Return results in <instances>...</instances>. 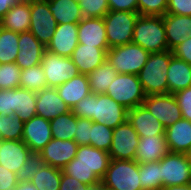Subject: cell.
I'll return each mask as SVG.
<instances>
[{"label":"cell","mask_w":191,"mask_h":190,"mask_svg":"<svg viewBox=\"0 0 191 190\" xmlns=\"http://www.w3.org/2000/svg\"><path fill=\"white\" fill-rule=\"evenodd\" d=\"M110 154L90 145L78 146L77 154L63 169L65 175L82 184L93 186L101 183L110 163Z\"/></svg>","instance_id":"6da1fadb"},{"label":"cell","mask_w":191,"mask_h":190,"mask_svg":"<svg viewBox=\"0 0 191 190\" xmlns=\"http://www.w3.org/2000/svg\"><path fill=\"white\" fill-rule=\"evenodd\" d=\"M71 110L77 118L91 119L112 129L128 118V110L106 94L90 93Z\"/></svg>","instance_id":"7a4b0ae2"},{"label":"cell","mask_w":191,"mask_h":190,"mask_svg":"<svg viewBox=\"0 0 191 190\" xmlns=\"http://www.w3.org/2000/svg\"><path fill=\"white\" fill-rule=\"evenodd\" d=\"M172 57L170 50L150 53L137 75L146 96L168 94L167 71Z\"/></svg>","instance_id":"3957f363"},{"label":"cell","mask_w":191,"mask_h":190,"mask_svg":"<svg viewBox=\"0 0 191 190\" xmlns=\"http://www.w3.org/2000/svg\"><path fill=\"white\" fill-rule=\"evenodd\" d=\"M132 42L149 53L168 50L163 16L139 15L134 27Z\"/></svg>","instance_id":"277c9868"},{"label":"cell","mask_w":191,"mask_h":190,"mask_svg":"<svg viewBox=\"0 0 191 190\" xmlns=\"http://www.w3.org/2000/svg\"><path fill=\"white\" fill-rule=\"evenodd\" d=\"M101 184L107 190H142L139 163L135 160L111 159Z\"/></svg>","instance_id":"5b68a950"},{"label":"cell","mask_w":191,"mask_h":190,"mask_svg":"<svg viewBox=\"0 0 191 190\" xmlns=\"http://www.w3.org/2000/svg\"><path fill=\"white\" fill-rule=\"evenodd\" d=\"M150 53L133 42L110 48L106 59L118 74L138 75Z\"/></svg>","instance_id":"8992f818"},{"label":"cell","mask_w":191,"mask_h":190,"mask_svg":"<svg viewBox=\"0 0 191 190\" xmlns=\"http://www.w3.org/2000/svg\"><path fill=\"white\" fill-rule=\"evenodd\" d=\"M138 12L108 11L104 18L109 48L132 42Z\"/></svg>","instance_id":"52a82bcc"},{"label":"cell","mask_w":191,"mask_h":190,"mask_svg":"<svg viewBox=\"0 0 191 190\" xmlns=\"http://www.w3.org/2000/svg\"><path fill=\"white\" fill-rule=\"evenodd\" d=\"M106 95L127 110L143 104L146 97L137 75L117 74L108 86Z\"/></svg>","instance_id":"ba28073f"},{"label":"cell","mask_w":191,"mask_h":190,"mask_svg":"<svg viewBox=\"0 0 191 190\" xmlns=\"http://www.w3.org/2000/svg\"><path fill=\"white\" fill-rule=\"evenodd\" d=\"M41 66L46 76L47 87L57 88L79 74L70 57H64L45 50Z\"/></svg>","instance_id":"9c48e42d"},{"label":"cell","mask_w":191,"mask_h":190,"mask_svg":"<svg viewBox=\"0 0 191 190\" xmlns=\"http://www.w3.org/2000/svg\"><path fill=\"white\" fill-rule=\"evenodd\" d=\"M159 162L162 187L191 183V161L187 154L168 152Z\"/></svg>","instance_id":"30bf717a"},{"label":"cell","mask_w":191,"mask_h":190,"mask_svg":"<svg viewBox=\"0 0 191 190\" xmlns=\"http://www.w3.org/2000/svg\"><path fill=\"white\" fill-rule=\"evenodd\" d=\"M30 14L29 31L47 46L58 25L49 9L48 0H30Z\"/></svg>","instance_id":"8fae6325"},{"label":"cell","mask_w":191,"mask_h":190,"mask_svg":"<svg viewBox=\"0 0 191 190\" xmlns=\"http://www.w3.org/2000/svg\"><path fill=\"white\" fill-rule=\"evenodd\" d=\"M139 135L127 120L113 129L112 145L109 150L110 158L114 160H134Z\"/></svg>","instance_id":"7c38bea8"},{"label":"cell","mask_w":191,"mask_h":190,"mask_svg":"<svg viewBox=\"0 0 191 190\" xmlns=\"http://www.w3.org/2000/svg\"><path fill=\"white\" fill-rule=\"evenodd\" d=\"M167 128L182 118L181 109L174 94H157L145 97L142 104Z\"/></svg>","instance_id":"4fadbf2b"},{"label":"cell","mask_w":191,"mask_h":190,"mask_svg":"<svg viewBox=\"0 0 191 190\" xmlns=\"http://www.w3.org/2000/svg\"><path fill=\"white\" fill-rule=\"evenodd\" d=\"M78 146L74 140L52 138L39 153L44 164L62 170L76 157Z\"/></svg>","instance_id":"5bb4252c"},{"label":"cell","mask_w":191,"mask_h":190,"mask_svg":"<svg viewBox=\"0 0 191 190\" xmlns=\"http://www.w3.org/2000/svg\"><path fill=\"white\" fill-rule=\"evenodd\" d=\"M52 138L50 120L36 115L24 122L22 141L31 152L39 153Z\"/></svg>","instance_id":"9a60e30c"},{"label":"cell","mask_w":191,"mask_h":190,"mask_svg":"<svg viewBox=\"0 0 191 190\" xmlns=\"http://www.w3.org/2000/svg\"><path fill=\"white\" fill-rule=\"evenodd\" d=\"M18 50L15 64L23 70L41 64L46 46L39 42L30 31H26L19 33Z\"/></svg>","instance_id":"2e32d148"},{"label":"cell","mask_w":191,"mask_h":190,"mask_svg":"<svg viewBox=\"0 0 191 190\" xmlns=\"http://www.w3.org/2000/svg\"><path fill=\"white\" fill-rule=\"evenodd\" d=\"M78 44V23L58 24L46 50L60 56L71 57Z\"/></svg>","instance_id":"e0dca14e"},{"label":"cell","mask_w":191,"mask_h":190,"mask_svg":"<svg viewBox=\"0 0 191 190\" xmlns=\"http://www.w3.org/2000/svg\"><path fill=\"white\" fill-rule=\"evenodd\" d=\"M71 109L58 95L57 89L46 87L36 92L37 116L52 120L61 114L70 112Z\"/></svg>","instance_id":"ac0fdd59"},{"label":"cell","mask_w":191,"mask_h":190,"mask_svg":"<svg viewBox=\"0 0 191 190\" xmlns=\"http://www.w3.org/2000/svg\"><path fill=\"white\" fill-rule=\"evenodd\" d=\"M22 140H0V165L17 173L31 154Z\"/></svg>","instance_id":"d6986e66"},{"label":"cell","mask_w":191,"mask_h":190,"mask_svg":"<svg viewBox=\"0 0 191 190\" xmlns=\"http://www.w3.org/2000/svg\"><path fill=\"white\" fill-rule=\"evenodd\" d=\"M78 42L98 48H109L104 18H83L78 23Z\"/></svg>","instance_id":"ffe728a7"},{"label":"cell","mask_w":191,"mask_h":190,"mask_svg":"<svg viewBox=\"0 0 191 190\" xmlns=\"http://www.w3.org/2000/svg\"><path fill=\"white\" fill-rule=\"evenodd\" d=\"M127 120L139 137L165 135V127L143 105L128 110Z\"/></svg>","instance_id":"44dd1931"},{"label":"cell","mask_w":191,"mask_h":190,"mask_svg":"<svg viewBox=\"0 0 191 190\" xmlns=\"http://www.w3.org/2000/svg\"><path fill=\"white\" fill-rule=\"evenodd\" d=\"M110 48H98L79 43L70 57L79 73L88 75L106 60Z\"/></svg>","instance_id":"7402d4cb"},{"label":"cell","mask_w":191,"mask_h":190,"mask_svg":"<svg viewBox=\"0 0 191 190\" xmlns=\"http://www.w3.org/2000/svg\"><path fill=\"white\" fill-rule=\"evenodd\" d=\"M168 50L191 37V16L165 14L163 16Z\"/></svg>","instance_id":"603a6c76"},{"label":"cell","mask_w":191,"mask_h":190,"mask_svg":"<svg viewBox=\"0 0 191 190\" xmlns=\"http://www.w3.org/2000/svg\"><path fill=\"white\" fill-rule=\"evenodd\" d=\"M169 152L186 154L191 147V121L181 118L165 128Z\"/></svg>","instance_id":"cb8c5ba5"},{"label":"cell","mask_w":191,"mask_h":190,"mask_svg":"<svg viewBox=\"0 0 191 190\" xmlns=\"http://www.w3.org/2000/svg\"><path fill=\"white\" fill-rule=\"evenodd\" d=\"M168 152L165 135L140 137L134 160L139 164L160 161Z\"/></svg>","instance_id":"d4e9b609"},{"label":"cell","mask_w":191,"mask_h":190,"mask_svg":"<svg viewBox=\"0 0 191 190\" xmlns=\"http://www.w3.org/2000/svg\"><path fill=\"white\" fill-rule=\"evenodd\" d=\"M56 89L58 95L70 109L74 108L81 99L91 93L88 77L87 75L81 73L61 84Z\"/></svg>","instance_id":"484cf974"},{"label":"cell","mask_w":191,"mask_h":190,"mask_svg":"<svg viewBox=\"0 0 191 190\" xmlns=\"http://www.w3.org/2000/svg\"><path fill=\"white\" fill-rule=\"evenodd\" d=\"M30 19V0H22L0 19V23L4 29L21 33L29 31Z\"/></svg>","instance_id":"4316f807"},{"label":"cell","mask_w":191,"mask_h":190,"mask_svg":"<svg viewBox=\"0 0 191 190\" xmlns=\"http://www.w3.org/2000/svg\"><path fill=\"white\" fill-rule=\"evenodd\" d=\"M167 72L168 94L191 86V65L185 61L173 56Z\"/></svg>","instance_id":"83f0119b"},{"label":"cell","mask_w":191,"mask_h":190,"mask_svg":"<svg viewBox=\"0 0 191 190\" xmlns=\"http://www.w3.org/2000/svg\"><path fill=\"white\" fill-rule=\"evenodd\" d=\"M48 5L57 24L79 23L83 19L79 3L74 0H48Z\"/></svg>","instance_id":"f1b7e54d"},{"label":"cell","mask_w":191,"mask_h":190,"mask_svg":"<svg viewBox=\"0 0 191 190\" xmlns=\"http://www.w3.org/2000/svg\"><path fill=\"white\" fill-rule=\"evenodd\" d=\"M14 114L23 122L36 116V92L25 88L14 89Z\"/></svg>","instance_id":"f546056e"},{"label":"cell","mask_w":191,"mask_h":190,"mask_svg":"<svg viewBox=\"0 0 191 190\" xmlns=\"http://www.w3.org/2000/svg\"><path fill=\"white\" fill-rule=\"evenodd\" d=\"M117 74L118 72L106 59L99 67L87 75L91 93L106 94L108 86Z\"/></svg>","instance_id":"4dcf8cb0"},{"label":"cell","mask_w":191,"mask_h":190,"mask_svg":"<svg viewBox=\"0 0 191 190\" xmlns=\"http://www.w3.org/2000/svg\"><path fill=\"white\" fill-rule=\"evenodd\" d=\"M62 170L44 164L30 182L37 190H59Z\"/></svg>","instance_id":"1f68e13d"},{"label":"cell","mask_w":191,"mask_h":190,"mask_svg":"<svg viewBox=\"0 0 191 190\" xmlns=\"http://www.w3.org/2000/svg\"><path fill=\"white\" fill-rule=\"evenodd\" d=\"M53 138L61 140H74L76 130V116L70 112L61 114L50 120Z\"/></svg>","instance_id":"d6a6232c"},{"label":"cell","mask_w":191,"mask_h":190,"mask_svg":"<svg viewBox=\"0 0 191 190\" xmlns=\"http://www.w3.org/2000/svg\"><path fill=\"white\" fill-rule=\"evenodd\" d=\"M139 179L142 190H161V166L159 161L139 164Z\"/></svg>","instance_id":"836d02e7"},{"label":"cell","mask_w":191,"mask_h":190,"mask_svg":"<svg viewBox=\"0 0 191 190\" xmlns=\"http://www.w3.org/2000/svg\"><path fill=\"white\" fill-rule=\"evenodd\" d=\"M19 33L2 28L0 34V64L16 61Z\"/></svg>","instance_id":"e575fe53"},{"label":"cell","mask_w":191,"mask_h":190,"mask_svg":"<svg viewBox=\"0 0 191 190\" xmlns=\"http://www.w3.org/2000/svg\"><path fill=\"white\" fill-rule=\"evenodd\" d=\"M20 87L35 92L47 87L46 76L41 64L21 71Z\"/></svg>","instance_id":"d590c367"},{"label":"cell","mask_w":191,"mask_h":190,"mask_svg":"<svg viewBox=\"0 0 191 190\" xmlns=\"http://www.w3.org/2000/svg\"><path fill=\"white\" fill-rule=\"evenodd\" d=\"M24 122L15 114L0 115V140H22Z\"/></svg>","instance_id":"8d00e7d4"},{"label":"cell","mask_w":191,"mask_h":190,"mask_svg":"<svg viewBox=\"0 0 191 190\" xmlns=\"http://www.w3.org/2000/svg\"><path fill=\"white\" fill-rule=\"evenodd\" d=\"M113 129L104 124L92 122L90 146L109 152L112 145Z\"/></svg>","instance_id":"74e56055"},{"label":"cell","mask_w":191,"mask_h":190,"mask_svg":"<svg viewBox=\"0 0 191 190\" xmlns=\"http://www.w3.org/2000/svg\"><path fill=\"white\" fill-rule=\"evenodd\" d=\"M21 71L15 62L0 64V90L19 88Z\"/></svg>","instance_id":"f35d334b"},{"label":"cell","mask_w":191,"mask_h":190,"mask_svg":"<svg viewBox=\"0 0 191 190\" xmlns=\"http://www.w3.org/2000/svg\"><path fill=\"white\" fill-rule=\"evenodd\" d=\"M42 165H44V161L41 154L32 152L27 158V161L16 173L18 182H30Z\"/></svg>","instance_id":"ab89813d"},{"label":"cell","mask_w":191,"mask_h":190,"mask_svg":"<svg viewBox=\"0 0 191 190\" xmlns=\"http://www.w3.org/2000/svg\"><path fill=\"white\" fill-rule=\"evenodd\" d=\"M79 6L83 18L104 17L109 11L108 0H81Z\"/></svg>","instance_id":"60d3db41"},{"label":"cell","mask_w":191,"mask_h":190,"mask_svg":"<svg viewBox=\"0 0 191 190\" xmlns=\"http://www.w3.org/2000/svg\"><path fill=\"white\" fill-rule=\"evenodd\" d=\"M139 15L164 16L168 0H138Z\"/></svg>","instance_id":"b9f144b4"},{"label":"cell","mask_w":191,"mask_h":190,"mask_svg":"<svg viewBox=\"0 0 191 190\" xmlns=\"http://www.w3.org/2000/svg\"><path fill=\"white\" fill-rule=\"evenodd\" d=\"M92 120L76 117L74 141L79 145H90Z\"/></svg>","instance_id":"7bdbcfd3"},{"label":"cell","mask_w":191,"mask_h":190,"mask_svg":"<svg viewBox=\"0 0 191 190\" xmlns=\"http://www.w3.org/2000/svg\"><path fill=\"white\" fill-rule=\"evenodd\" d=\"M181 109L182 118L191 121V86L174 94Z\"/></svg>","instance_id":"ee69618b"},{"label":"cell","mask_w":191,"mask_h":190,"mask_svg":"<svg viewBox=\"0 0 191 190\" xmlns=\"http://www.w3.org/2000/svg\"><path fill=\"white\" fill-rule=\"evenodd\" d=\"M166 13L191 16V0H168Z\"/></svg>","instance_id":"f6af8a7d"},{"label":"cell","mask_w":191,"mask_h":190,"mask_svg":"<svg viewBox=\"0 0 191 190\" xmlns=\"http://www.w3.org/2000/svg\"><path fill=\"white\" fill-rule=\"evenodd\" d=\"M14 114V89L0 90V115Z\"/></svg>","instance_id":"bcb514c9"},{"label":"cell","mask_w":191,"mask_h":190,"mask_svg":"<svg viewBox=\"0 0 191 190\" xmlns=\"http://www.w3.org/2000/svg\"><path fill=\"white\" fill-rule=\"evenodd\" d=\"M17 185L16 173L0 165V190H14Z\"/></svg>","instance_id":"7dc6e473"},{"label":"cell","mask_w":191,"mask_h":190,"mask_svg":"<svg viewBox=\"0 0 191 190\" xmlns=\"http://www.w3.org/2000/svg\"><path fill=\"white\" fill-rule=\"evenodd\" d=\"M138 0H108L109 11L138 12Z\"/></svg>","instance_id":"c3c4849f"},{"label":"cell","mask_w":191,"mask_h":190,"mask_svg":"<svg viewBox=\"0 0 191 190\" xmlns=\"http://www.w3.org/2000/svg\"><path fill=\"white\" fill-rule=\"evenodd\" d=\"M171 51L174 57H177L191 65V37H189L185 42L177 45Z\"/></svg>","instance_id":"681fc988"},{"label":"cell","mask_w":191,"mask_h":190,"mask_svg":"<svg viewBox=\"0 0 191 190\" xmlns=\"http://www.w3.org/2000/svg\"><path fill=\"white\" fill-rule=\"evenodd\" d=\"M82 183L76 178L65 175L62 172L61 183L59 190H80Z\"/></svg>","instance_id":"f907efd6"},{"label":"cell","mask_w":191,"mask_h":190,"mask_svg":"<svg viewBox=\"0 0 191 190\" xmlns=\"http://www.w3.org/2000/svg\"><path fill=\"white\" fill-rule=\"evenodd\" d=\"M22 0H0V19Z\"/></svg>","instance_id":"816d5d0a"},{"label":"cell","mask_w":191,"mask_h":190,"mask_svg":"<svg viewBox=\"0 0 191 190\" xmlns=\"http://www.w3.org/2000/svg\"><path fill=\"white\" fill-rule=\"evenodd\" d=\"M14 190H37L31 182H18Z\"/></svg>","instance_id":"f5cc1de1"},{"label":"cell","mask_w":191,"mask_h":190,"mask_svg":"<svg viewBox=\"0 0 191 190\" xmlns=\"http://www.w3.org/2000/svg\"><path fill=\"white\" fill-rule=\"evenodd\" d=\"M161 190H191V183L185 185H173L162 187Z\"/></svg>","instance_id":"db71d44e"},{"label":"cell","mask_w":191,"mask_h":190,"mask_svg":"<svg viewBox=\"0 0 191 190\" xmlns=\"http://www.w3.org/2000/svg\"><path fill=\"white\" fill-rule=\"evenodd\" d=\"M80 190H106V189L101 183H99V184H96L93 186H89L87 184H82L80 186Z\"/></svg>","instance_id":"11a10c76"},{"label":"cell","mask_w":191,"mask_h":190,"mask_svg":"<svg viewBox=\"0 0 191 190\" xmlns=\"http://www.w3.org/2000/svg\"><path fill=\"white\" fill-rule=\"evenodd\" d=\"M186 154L188 156V159L191 161V147H190L189 151Z\"/></svg>","instance_id":"9f6ffc18"}]
</instances>
